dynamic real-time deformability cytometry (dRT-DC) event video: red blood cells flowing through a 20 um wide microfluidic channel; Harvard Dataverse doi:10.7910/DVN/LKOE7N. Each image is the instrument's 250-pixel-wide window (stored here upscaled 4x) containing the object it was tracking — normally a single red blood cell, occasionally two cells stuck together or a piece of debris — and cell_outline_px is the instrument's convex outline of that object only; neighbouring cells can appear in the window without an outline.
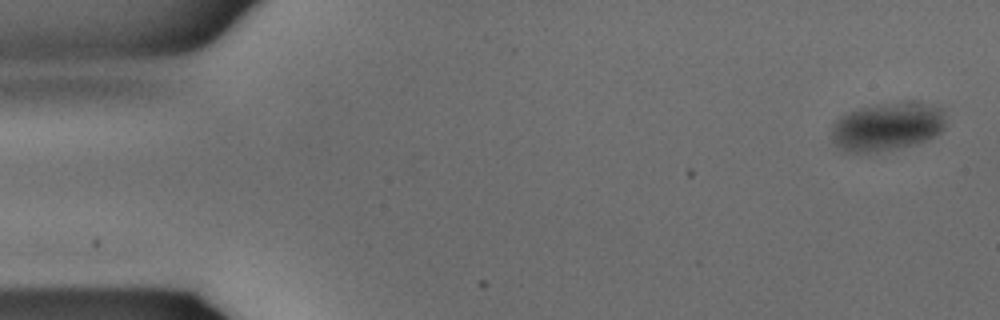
{"species": "common noctule bat (a hibernating species)", "species_latin": "Nyctalus noctula", "temperature_condition": "warm", "stored_images_in_passage": 4, "camera_frame_rate_fps": 3000, "um_per_image_px": 0.085, "animal": {"sex": "male", "body_mass_g": 15.6}, "frame": {"image": 1, "passage_image": 1, "time_ms": 0.0, "image_size_px": [1000, 320], "cell_outline_px": [[944, 128], [936, 136], [928, 140], [896, 148], [876, 152], [844, 152], [832, 140], [832, 124], [840, 116], [848, 112], [860, 108], [876, 104], [900, 100], [916, 100], [944, 108]], "centroid_in_image_um": [75.44, 10.72], "position_along_channel_um": 9.6, "area_um2": 32.77}}